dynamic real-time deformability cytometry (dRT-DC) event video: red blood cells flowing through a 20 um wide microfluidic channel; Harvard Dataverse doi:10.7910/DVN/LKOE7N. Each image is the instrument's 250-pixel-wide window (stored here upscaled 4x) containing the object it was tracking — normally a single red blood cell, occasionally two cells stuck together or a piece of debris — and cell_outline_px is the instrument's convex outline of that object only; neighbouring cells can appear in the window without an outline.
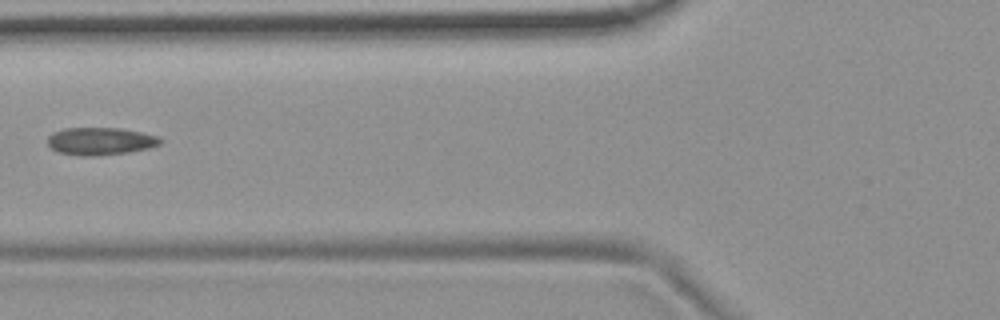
{"species": "common noctule bat (a hibernating species)", "species_latin": "Nyctalus noctula", "temperature_condition": "room temperature", "stored_images_in_passage": 6, "camera_frame_rate_fps": 3000, "um_per_image_px": 0.085, "animal": {"sex": "female", "body_mass_g": 19.9}, "frame": {"image": 1, "passage_image": 5, "time_ms": 5.667, "image_size_px": [1000, 320], "cell_outline_px": [[164, 140], [160, 144], [148, 148], [128, 152], [92, 156], [80, 156], [56, 152], [48, 144], [48, 136], [52, 132], [64, 128], [120, 128], [140, 132], [156, 136]], "centroid_in_image_um": [8.5, 12.0], "position_along_channel_um": 117.3, "area_um2": 18.09}}
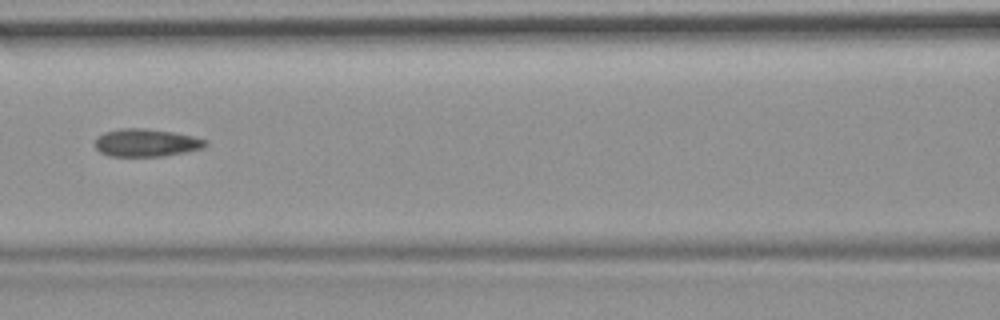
{"frame": {"image": 2, "passage_image": 6, "time_ms": 6.667, "image_size_px": [1000, 320], "cell_outline_px": [[208, 144], [204, 148], [164, 156], [108, 156], [100, 152], [96, 148], [96, 136], [104, 132], [120, 128], [144, 128], [172, 132], [192, 136], [208, 140]], "centroid_in_image_um": [12.42, 12.13], "position_along_channel_um": 154.2, "area_um2": 17.92}}